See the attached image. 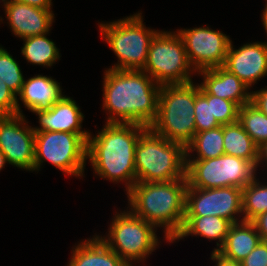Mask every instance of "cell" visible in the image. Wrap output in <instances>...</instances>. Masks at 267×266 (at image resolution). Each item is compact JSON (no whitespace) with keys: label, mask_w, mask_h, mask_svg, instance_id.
<instances>
[{"label":"cell","mask_w":267,"mask_h":266,"mask_svg":"<svg viewBox=\"0 0 267 266\" xmlns=\"http://www.w3.org/2000/svg\"><path fill=\"white\" fill-rule=\"evenodd\" d=\"M238 121L257 147L267 142V116L251 102L239 108Z\"/></svg>","instance_id":"obj_26"},{"label":"cell","mask_w":267,"mask_h":266,"mask_svg":"<svg viewBox=\"0 0 267 266\" xmlns=\"http://www.w3.org/2000/svg\"><path fill=\"white\" fill-rule=\"evenodd\" d=\"M265 9L263 10V13H262V23H263V27L267 33V0H266V4H265Z\"/></svg>","instance_id":"obj_37"},{"label":"cell","mask_w":267,"mask_h":266,"mask_svg":"<svg viewBox=\"0 0 267 266\" xmlns=\"http://www.w3.org/2000/svg\"><path fill=\"white\" fill-rule=\"evenodd\" d=\"M260 241L261 237L251 221L233 223L218 252L228 259L241 262Z\"/></svg>","instance_id":"obj_21"},{"label":"cell","mask_w":267,"mask_h":266,"mask_svg":"<svg viewBox=\"0 0 267 266\" xmlns=\"http://www.w3.org/2000/svg\"><path fill=\"white\" fill-rule=\"evenodd\" d=\"M142 71L161 86L189 83L192 81L191 75L197 73L188 60L183 39L177 31L156 33Z\"/></svg>","instance_id":"obj_8"},{"label":"cell","mask_w":267,"mask_h":266,"mask_svg":"<svg viewBox=\"0 0 267 266\" xmlns=\"http://www.w3.org/2000/svg\"><path fill=\"white\" fill-rule=\"evenodd\" d=\"M46 35L23 38L24 45L21 49V54L28 63L50 68L60 59V51L56 47L55 42L50 40Z\"/></svg>","instance_id":"obj_24"},{"label":"cell","mask_w":267,"mask_h":266,"mask_svg":"<svg viewBox=\"0 0 267 266\" xmlns=\"http://www.w3.org/2000/svg\"><path fill=\"white\" fill-rule=\"evenodd\" d=\"M136 182H168L186 178L185 147L147 128L135 146Z\"/></svg>","instance_id":"obj_4"},{"label":"cell","mask_w":267,"mask_h":266,"mask_svg":"<svg viewBox=\"0 0 267 266\" xmlns=\"http://www.w3.org/2000/svg\"><path fill=\"white\" fill-rule=\"evenodd\" d=\"M17 114V95L0 78V116Z\"/></svg>","instance_id":"obj_30"},{"label":"cell","mask_w":267,"mask_h":266,"mask_svg":"<svg viewBox=\"0 0 267 266\" xmlns=\"http://www.w3.org/2000/svg\"><path fill=\"white\" fill-rule=\"evenodd\" d=\"M71 251L67 266H129L96 234L78 243Z\"/></svg>","instance_id":"obj_19"},{"label":"cell","mask_w":267,"mask_h":266,"mask_svg":"<svg viewBox=\"0 0 267 266\" xmlns=\"http://www.w3.org/2000/svg\"><path fill=\"white\" fill-rule=\"evenodd\" d=\"M183 39L188 60L197 72L223 66L231 39L222 31L202 26L177 29Z\"/></svg>","instance_id":"obj_12"},{"label":"cell","mask_w":267,"mask_h":266,"mask_svg":"<svg viewBox=\"0 0 267 266\" xmlns=\"http://www.w3.org/2000/svg\"><path fill=\"white\" fill-rule=\"evenodd\" d=\"M263 162H265L267 167V142L258 147L256 170H258V166Z\"/></svg>","instance_id":"obj_36"},{"label":"cell","mask_w":267,"mask_h":266,"mask_svg":"<svg viewBox=\"0 0 267 266\" xmlns=\"http://www.w3.org/2000/svg\"><path fill=\"white\" fill-rule=\"evenodd\" d=\"M256 172L253 162L228 154L205 160H186L187 187L243 189L256 178Z\"/></svg>","instance_id":"obj_9"},{"label":"cell","mask_w":267,"mask_h":266,"mask_svg":"<svg viewBox=\"0 0 267 266\" xmlns=\"http://www.w3.org/2000/svg\"><path fill=\"white\" fill-rule=\"evenodd\" d=\"M1 2H3V6H5L10 0H0ZM0 21H3V18L0 16Z\"/></svg>","instance_id":"obj_39"},{"label":"cell","mask_w":267,"mask_h":266,"mask_svg":"<svg viewBox=\"0 0 267 266\" xmlns=\"http://www.w3.org/2000/svg\"><path fill=\"white\" fill-rule=\"evenodd\" d=\"M262 241H267V212L261 213L251 221Z\"/></svg>","instance_id":"obj_33"},{"label":"cell","mask_w":267,"mask_h":266,"mask_svg":"<svg viewBox=\"0 0 267 266\" xmlns=\"http://www.w3.org/2000/svg\"><path fill=\"white\" fill-rule=\"evenodd\" d=\"M114 216L108 228V235L99 238L129 266H133L134 262L143 263L146 257L159 247L157 228L137 217L129 209L123 212L120 210V213L116 212Z\"/></svg>","instance_id":"obj_7"},{"label":"cell","mask_w":267,"mask_h":266,"mask_svg":"<svg viewBox=\"0 0 267 266\" xmlns=\"http://www.w3.org/2000/svg\"><path fill=\"white\" fill-rule=\"evenodd\" d=\"M69 176L82 177L87 161V141L69 132H35L34 171L44 162Z\"/></svg>","instance_id":"obj_10"},{"label":"cell","mask_w":267,"mask_h":266,"mask_svg":"<svg viewBox=\"0 0 267 266\" xmlns=\"http://www.w3.org/2000/svg\"><path fill=\"white\" fill-rule=\"evenodd\" d=\"M238 215L242 219L237 218ZM241 215L242 189L239 187L186 189L185 216H219L238 223L244 221Z\"/></svg>","instance_id":"obj_11"},{"label":"cell","mask_w":267,"mask_h":266,"mask_svg":"<svg viewBox=\"0 0 267 266\" xmlns=\"http://www.w3.org/2000/svg\"><path fill=\"white\" fill-rule=\"evenodd\" d=\"M195 84L162 85L159 90L158 114L150 128L158 135L186 147L196 133Z\"/></svg>","instance_id":"obj_5"},{"label":"cell","mask_w":267,"mask_h":266,"mask_svg":"<svg viewBox=\"0 0 267 266\" xmlns=\"http://www.w3.org/2000/svg\"><path fill=\"white\" fill-rule=\"evenodd\" d=\"M24 114L0 116V151L7 164L34 171L35 131Z\"/></svg>","instance_id":"obj_13"},{"label":"cell","mask_w":267,"mask_h":266,"mask_svg":"<svg viewBox=\"0 0 267 266\" xmlns=\"http://www.w3.org/2000/svg\"><path fill=\"white\" fill-rule=\"evenodd\" d=\"M186 160H205L225 154L223 146V126L195 133L192 141L185 147ZM196 152L197 155L190 153ZM191 156H194L193 158Z\"/></svg>","instance_id":"obj_23"},{"label":"cell","mask_w":267,"mask_h":266,"mask_svg":"<svg viewBox=\"0 0 267 266\" xmlns=\"http://www.w3.org/2000/svg\"><path fill=\"white\" fill-rule=\"evenodd\" d=\"M6 163L5 155L0 151V171L5 167Z\"/></svg>","instance_id":"obj_38"},{"label":"cell","mask_w":267,"mask_h":266,"mask_svg":"<svg viewBox=\"0 0 267 266\" xmlns=\"http://www.w3.org/2000/svg\"><path fill=\"white\" fill-rule=\"evenodd\" d=\"M211 260L216 262L215 266H242L241 262L228 259L218 251H212Z\"/></svg>","instance_id":"obj_34"},{"label":"cell","mask_w":267,"mask_h":266,"mask_svg":"<svg viewBox=\"0 0 267 266\" xmlns=\"http://www.w3.org/2000/svg\"><path fill=\"white\" fill-rule=\"evenodd\" d=\"M142 13L113 22L99 23L102 38L118 58L109 69L143 70L151 40L159 30L147 28Z\"/></svg>","instance_id":"obj_6"},{"label":"cell","mask_w":267,"mask_h":266,"mask_svg":"<svg viewBox=\"0 0 267 266\" xmlns=\"http://www.w3.org/2000/svg\"><path fill=\"white\" fill-rule=\"evenodd\" d=\"M103 80L106 123H134L150 128L158 114L161 85L142 70L108 68Z\"/></svg>","instance_id":"obj_1"},{"label":"cell","mask_w":267,"mask_h":266,"mask_svg":"<svg viewBox=\"0 0 267 266\" xmlns=\"http://www.w3.org/2000/svg\"><path fill=\"white\" fill-rule=\"evenodd\" d=\"M38 116L39 127H32L35 132H69L80 134L86 141L90 132L82 129L84 114L72 98L63 95L50 108L34 110Z\"/></svg>","instance_id":"obj_15"},{"label":"cell","mask_w":267,"mask_h":266,"mask_svg":"<svg viewBox=\"0 0 267 266\" xmlns=\"http://www.w3.org/2000/svg\"><path fill=\"white\" fill-rule=\"evenodd\" d=\"M61 86L53 77L43 76L41 74L24 79V83L20 93L17 95L18 114L23 115L19 99L23 106L29 111L42 110L50 108L62 96Z\"/></svg>","instance_id":"obj_18"},{"label":"cell","mask_w":267,"mask_h":266,"mask_svg":"<svg viewBox=\"0 0 267 266\" xmlns=\"http://www.w3.org/2000/svg\"><path fill=\"white\" fill-rule=\"evenodd\" d=\"M239 108L235 102L211 95L212 116L221 126L238 121Z\"/></svg>","instance_id":"obj_29"},{"label":"cell","mask_w":267,"mask_h":266,"mask_svg":"<svg viewBox=\"0 0 267 266\" xmlns=\"http://www.w3.org/2000/svg\"><path fill=\"white\" fill-rule=\"evenodd\" d=\"M251 103L267 116V87L251 91Z\"/></svg>","instance_id":"obj_32"},{"label":"cell","mask_w":267,"mask_h":266,"mask_svg":"<svg viewBox=\"0 0 267 266\" xmlns=\"http://www.w3.org/2000/svg\"><path fill=\"white\" fill-rule=\"evenodd\" d=\"M223 146L225 154L251 161L256 165L258 147L239 121L223 125Z\"/></svg>","instance_id":"obj_22"},{"label":"cell","mask_w":267,"mask_h":266,"mask_svg":"<svg viewBox=\"0 0 267 266\" xmlns=\"http://www.w3.org/2000/svg\"><path fill=\"white\" fill-rule=\"evenodd\" d=\"M267 212V184L256 177L242 189V215L244 221H252Z\"/></svg>","instance_id":"obj_25"},{"label":"cell","mask_w":267,"mask_h":266,"mask_svg":"<svg viewBox=\"0 0 267 266\" xmlns=\"http://www.w3.org/2000/svg\"><path fill=\"white\" fill-rule=\"evenodd\" d=\"M0 45V78L18 95L24 83V76L18 62Z\"/></svg>","instance_id":"obj_28"},{"label":"cell","mask_w":267,"mask_h":266,"mask_svg":"<svg viewBox=\"0 0 267 266\" xmlns=\"http://www.w3.org/2000/svg\"><path fill=\"white\" fill-rule=\"evenodd\" d=\"M231 44L223 65L249 88L267 76V42L246 43L238 49Z\"/></svg>","instance_id":"obj_14"},{"label":"cell","mask_w":267,"mask_h":266,"mask_svg":"<svg viewBox=\"0 0 267 266\" xmlns=\"http://www.w3.org/2000/svg\"><path fill=\"white\" fill-rule=\"evenodd\" d=\"M15 2L25 3L42 9H52V0H12Z\"/></svg>","instance_id":"obj_35"},{"label":"cell","mask_w":267,"mask_h":266,"mask_svg":"<svg viewBox=\"0 0 267 266\" xmlns=\"http://www.w3.org/2000/svg\"><path fill=\"white\" fill-rule=\"evenodd\" d=\"M242 266H267V241L260 243L241 261Z\"/></svg>","instance_id":"obj_31"},{"label":"cell","mask_w":267,"mask_h":266,"mask_svg":"<svg viewBox=\"0 0 267 266\" xmlns=\"http://www.w3.org/2000/svg\"><path fill=\"white\" fill-rule=\"evenodd\" d=\"M11 32L18 38L49 34L54 22L51 9H42L10 0L4 6Z\"/></svg>","instance_id":"obj_16"},{"label":"cell","mask_w":267,"mask_h":266,"mask_svg":"<svg viewBox=\"0 0 267 266\" xmlns=\"http://www.w3.org/2000/svg\"><path fill=\"white\" fill-rule=\"evenodd\" d=\"M197 73L203 77L199 86L207 94L235 102L239 107L251 102L250 88L223 66Z\"/></svg>","instance_id":"obj_17"},{"label":"cell","mask_w":267,"mask_h":266,"mask_svg":"<svg viewBox=\"0 0 267 266\" xmlns=\"http://www.w3.org/2000/svg\"><path fill=\"white\" fill-rule=\"evenodd\" d=\"M232 224L230 220L219 216H185L181 231L171 243L189 235L200 236L208 240H218L217 247L213 250L218 251L224 245Z\"/></svg>","instance_id":"obj_20"},{"label":"cell","mask_w":267,"mask_h":266,"mask_svg":"<svg viewBox=\"0 0 267 266\" xmlns=\"http://www.w3.org/2000/svg\"><path fill=\"white\" fill-rule=\"evenodd\" d=\"M194 117L196 133L221 126L212 116L211 95L207 94L199 84L195 85Z\"/></svg>","instance_id":"obj_27"},{"label":"cell","mask_w":267,"mask_h":266,"mask_svg":"<svg viewBox=\"0 0 267 266\" xmlns=\"http://www.w3.org/2000/svg\"><path fill=\"white\" fill-rule=\"evenodd\" d=\"M147 127L134 123H106L87 141V159L94 174L114 183L124 182L126 193L136 183L135 146Z\"/></svg>","instance_id":"obj_2"},{"label":"cell","mask_w":267,"mask_h":266,"mask_svg":"<svg viewBox=\"0 0 267 266\" xmlns=\"http://www.w3.org/2000/svg\"><path fill=\"white\" fill-rule=\"evenodd\" d=\"M187 178L168 182H136L126 193L129 210L137 217L162 227L172 242L183 227Z\"/></svg>","instance_id":"obj_3"}]
</instances>
